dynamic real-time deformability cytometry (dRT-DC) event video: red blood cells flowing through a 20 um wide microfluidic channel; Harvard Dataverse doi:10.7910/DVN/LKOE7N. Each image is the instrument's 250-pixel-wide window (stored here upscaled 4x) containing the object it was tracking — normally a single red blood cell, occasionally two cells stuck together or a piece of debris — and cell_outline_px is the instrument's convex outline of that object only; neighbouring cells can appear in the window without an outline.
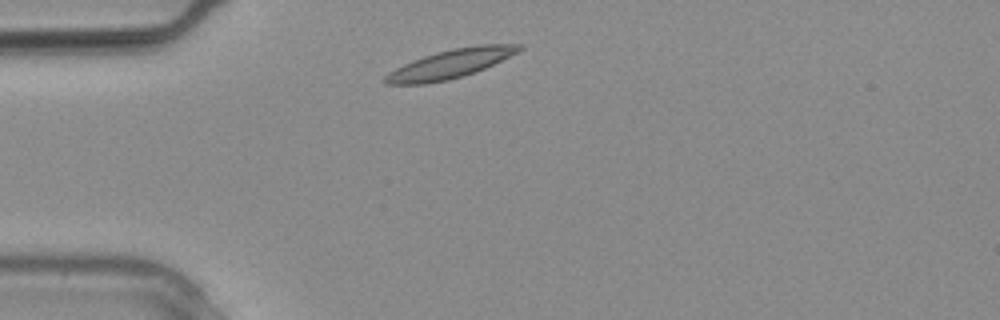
{"species": "common noctule bat (a hibernating species)", "species_latin": "Nyctalus noctula", "temperature_condition": "warm", "stored_images_in_passage": 4, "camera_frame_rate_fps": 3000, "um_per_image_px": 0.085, "animal": {"sex": "male", "body_mass_g": 20.4}, "frame": {"image": 1, "passage_image": 1, "time_ms": 0.0, "image_size_px": [1000, 320], "cell_outline_px": [[524, 48], [484, 68], [448, 80], [424, 84], [384, 84], [384, 76], [388, 72], [404, 64], [424, 56], [436, 52], [452, 48], [476, 44], [524, 44]], "centroid_in_image_um": [38.25, 5.41], "position_along_channel_um": 46.7, "area_um2": 22.14}}